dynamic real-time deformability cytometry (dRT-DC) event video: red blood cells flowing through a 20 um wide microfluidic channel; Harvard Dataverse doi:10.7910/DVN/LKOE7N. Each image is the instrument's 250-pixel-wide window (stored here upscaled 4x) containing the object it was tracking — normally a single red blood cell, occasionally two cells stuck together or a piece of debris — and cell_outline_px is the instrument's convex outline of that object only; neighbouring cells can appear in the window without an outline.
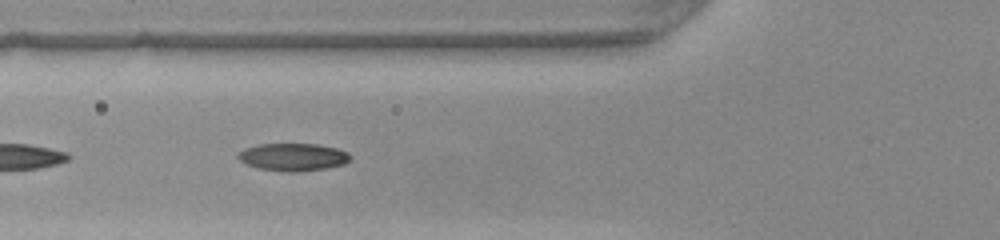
{"species": "common noctule bat (a hibernating species)", "species_latin": "Nyctalus noctula", "temperature_condition": "warm", "stored_images_in_passage": 14, "camera_frame_rate_fps": 3000, "um_per_image_px": 0.085, "animal": {"sex": "female", "body_mass_g": 22.0, "forearm_length_mm": 56.7}, "frame": {"image": 1, "passage_image": 7, "time_ms": 2.0, "image_size_px": [1000, 240], "cell_outline_px": [[352, 156], [344, 164], [324, 168], [296, 172], [288, 172], [260, 168], [244, 164], [236, 156], [244, 148], [260, 144], [316, 144], [336, 148], [348, 152]], "centroid_in_image_um": [24.89, 13.34], "position_along_channel_um": 100.9, "area_um2": 17.92}}